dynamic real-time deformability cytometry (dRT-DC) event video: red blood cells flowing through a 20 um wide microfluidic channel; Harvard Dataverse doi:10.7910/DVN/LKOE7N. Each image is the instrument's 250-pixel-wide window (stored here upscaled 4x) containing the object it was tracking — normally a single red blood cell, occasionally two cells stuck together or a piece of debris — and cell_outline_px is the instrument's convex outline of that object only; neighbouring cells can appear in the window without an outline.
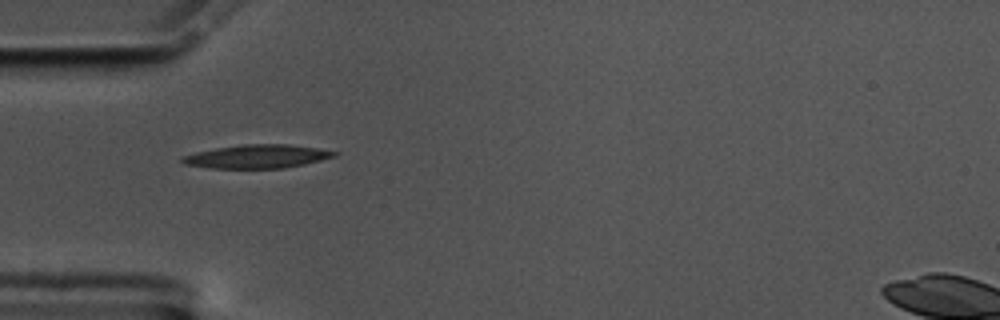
{"species": "common noctule bat (a hibernating species)", "species_latin": "Nyctalus noctula", "temperature_condition": "cold", "stored_images_in_passage": 41, "camera_frame_rate_fps": 3000, "um_per_image_px": 0.085, "animal": {"sex": "male", "body_mass_g": 17.5, "forearm_length_mm": 52.3}, "frame": {"image": 1, "passage_image": 1, "time_ms": 0.0, "image_size_px": [1000, 320], "cell_outline_px": [[340, 152], [336, 156], [304, 164], [284, 168], [208, 168], [184, 164], [180, 160], [180, 156], [196, 152], [216, 148], [244, 144], [288, 144], [316, 148]], "centroid_in_image_um": [21.83, 13.3], "position_along_channel_um": 63.2, "area_um2": 20.81}}
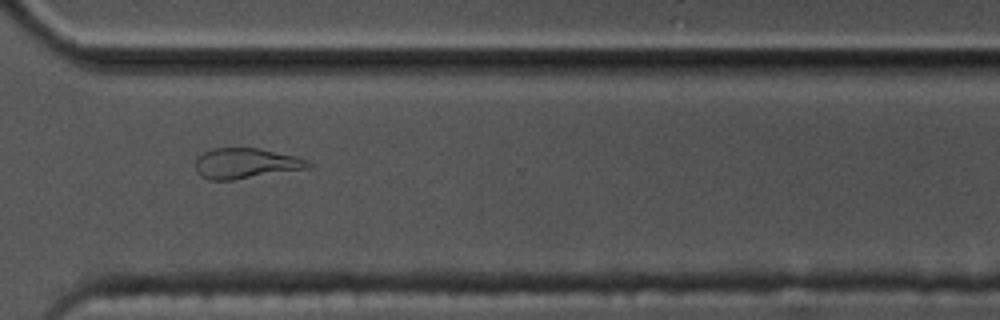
{"frame": {"image": 2, "passage_image": 26, "time_ms": 8.333, "image_size_px": [1000, 320], "cell_outline_px": [[312, 168], [232, 180], [208, 180], [200, 176], [196, 172], [196, 160], [204, 152], [212, 148], [260, 148], [300, 156], [308, 160], [312, 164]], "centroid_in_image_um": [20.96, 13.89], "position_along_channel_um": 349.6, "area_um2": 20.35}}
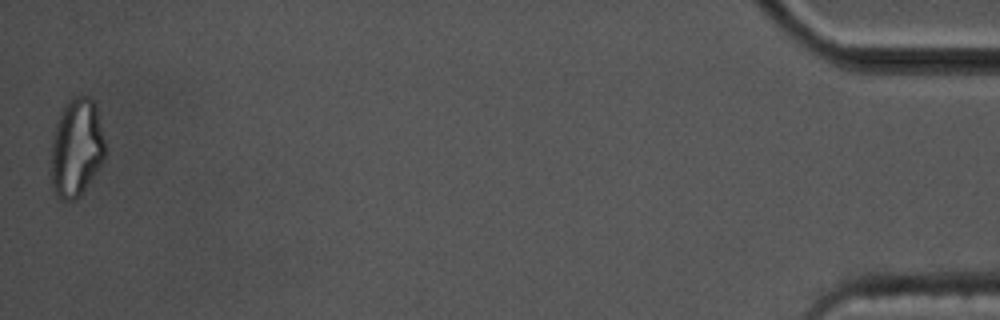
{"frame": {"image": 3, "passage_image": 41, "time_ms": 13.333, "image_size_px": [1000, 320], "cell_outline_px": [[104, 160], [80, 196], [76, 200], [60, 200], [52, 184], [52, 140], [56, 124], [68, 100], [72, 96], [88, 96], [96, 104], [104, 140]], "centroid_in_image_um": [6.51, 12.56], "position_along_channel_um": 428.7, "area_um2": 30.52}, "authors_computed_cell_mechanics": {"area_um2": 19.8832, "velocity_mm_per_s": 3.4568, "shape_relaxation_time_tau1_ms": 9.8601, "shape_relaxation_time_tau2_ms": 6.73, "deformation_change_tau1": 0.2501, "deformation_change_tau2": 0.1873}}